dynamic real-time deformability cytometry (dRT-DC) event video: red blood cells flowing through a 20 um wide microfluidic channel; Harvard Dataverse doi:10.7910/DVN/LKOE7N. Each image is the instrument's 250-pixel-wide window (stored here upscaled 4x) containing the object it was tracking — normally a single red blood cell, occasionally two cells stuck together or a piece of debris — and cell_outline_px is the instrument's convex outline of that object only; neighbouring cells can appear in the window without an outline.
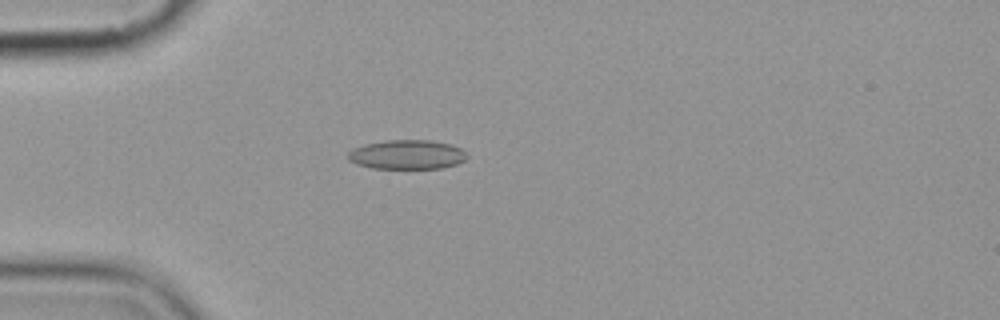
{"species": "common noctule bat (a hibernating species)", "species_latin": "Nyctalus noctula", "temperature_condition": "cold", "stored_images_in_passage": 5, "camera_frame_rate_fps": 3000, "um_per_image_px": 0.085, "animal": {"sex": "female", "body_mass_g": 19.9}, "frame": {"image": 1, "passage_image": 5, "time_ms": 4.333, "image_size_px": [1000, 320], "cell_outline_px": [[468, 156], [464, 160], [456, 164], [440, 168], [372, 168], [356, 164], [348, 160], [348, 152], [352, 148], [364, 144], [388, 140], [432, 140], [452, 144], [460, 148]], "centroid_in_image_um": [34.57, 13.13], "position_along_channel_um": 50.4, "area_um2": 20.35}}